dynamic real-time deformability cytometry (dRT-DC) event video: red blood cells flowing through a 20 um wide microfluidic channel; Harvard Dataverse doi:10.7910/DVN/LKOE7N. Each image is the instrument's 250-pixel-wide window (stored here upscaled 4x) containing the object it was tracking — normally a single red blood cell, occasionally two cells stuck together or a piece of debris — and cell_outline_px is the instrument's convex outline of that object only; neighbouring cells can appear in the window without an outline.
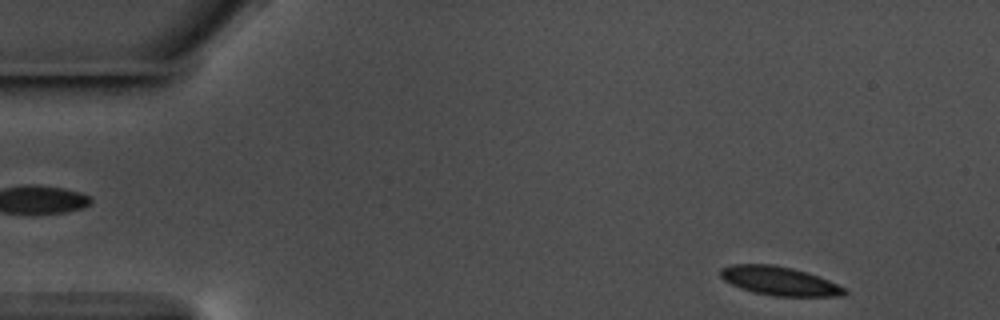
{"species": "common noctule bat (a hibernating species)", "species_latin": "Nyctalus noctula", "temperature_condition": "warm", "stored_images_in_passage": 55, "camera_frame_rate_fps": 3000, "um_per_image_px": 0.085, "animal": {"sex": "male", "body_mass_g": 17.5, "forearm_length_mm": 52.3}, "frame": {"image": 1, "passage_image": 2, "time_ms": 0.333, "image_size_px": [1000, 320], "cell_outline_px": [[848, 292], [844, 296], [772, 296], [752, 292], [740, 288], [724, 280], [720, 276], [720, 268], [732, 264], [772, 264], [792, 268], [828, 280], [844, 288]], "centroid_in_image_um": [66.21, 23.88], "position_along_channel_um": 18.8, "area_um2": 20.69}}
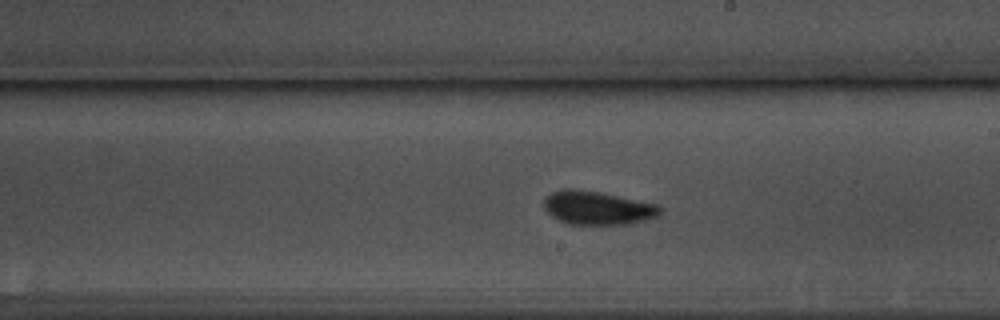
{"frame": {"image": 2, "passage_image": 29, "time_ms": 9.333, "image_size_px": [1000, 320], "cell_outline_px": [[660, 212], [656, 216], [632, 224], [568, 224], [552, 216], [544, 208], [544, 196], [552, 192], [564, 188], [572, 188], [600, 192], [656, 204], [660, 208]], "centroid_in_image_um": [50.74, 17.66], "position_along_channel_um": 238.3, "area_um2": 22.54}}
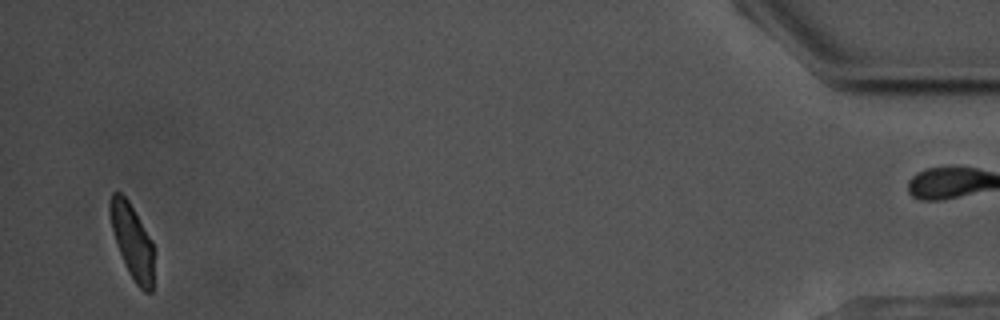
{"frame": {"image": 3, "passage_image": 52, "time_ms": 17.0, "image_size_px": [1000, 320], "cell_outline_px": [[152, 292], [144, 292], [136, 284], [128, 272], [124, 264], [112, 228], [112, 192], [120, 192], [128, 200], [152, 240]], "centroid_in_image_um": [11.27, 20.57], "position_along_channel_um": 423.9, "area_um2": 18.09}, "authors_computed_cell_mechanics": {"area_um2": 21.097, "velocity_mm_per_s": 3.5342, "shape_relaxation_time_tau1_ms": 2.4478, "shape_relaxation_time_tau2_ms": 1.0111, "deformation_change_tau1": 0.1152, "deformation_change_tau2": 0.0751}}